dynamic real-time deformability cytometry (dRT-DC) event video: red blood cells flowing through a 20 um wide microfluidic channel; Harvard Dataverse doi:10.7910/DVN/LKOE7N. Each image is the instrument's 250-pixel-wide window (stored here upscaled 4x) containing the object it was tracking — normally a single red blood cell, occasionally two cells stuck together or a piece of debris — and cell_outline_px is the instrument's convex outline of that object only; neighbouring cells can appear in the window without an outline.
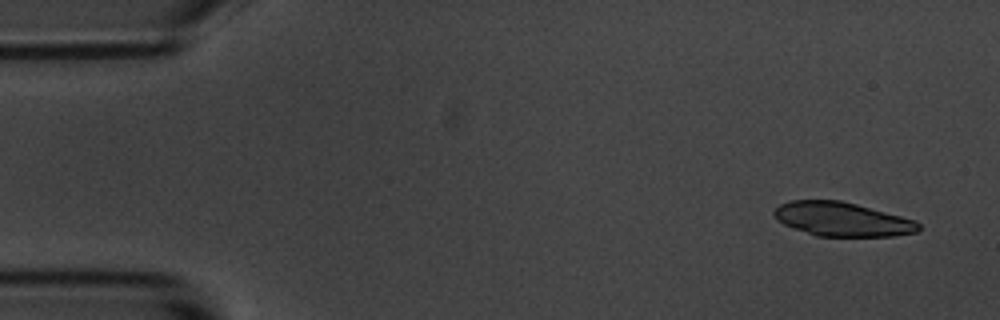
{"species": "common noctule bat (a hibernating species)", "species_latin": "Nyctalus noctula", "temperature_condition": "room temperature", "stored_images_in_passage": 7, "camera_frame_rate_fps": 3000, "um_per_image_px": 0.085, "animal": {"sex": "male", "body_mass_g": 20.1, "forearm_length_mm": 53.5}, "frame": {"image": 1, "passage_image": 1, "time_ms": 0.0, "image_size_px": [1000, 320], "cell_outline_px": [[920, 228], [916, 232], [892, 236], [816, 236], [784, 224], [772, 212], [780, 204], [792, 200], [840, 200], [856, 204], [916, 220], [920, 224]], "centroid_in_image_um": [71.6, 18.63], "position_along_channel_um": 13.4, "area_um2": 28.32}}